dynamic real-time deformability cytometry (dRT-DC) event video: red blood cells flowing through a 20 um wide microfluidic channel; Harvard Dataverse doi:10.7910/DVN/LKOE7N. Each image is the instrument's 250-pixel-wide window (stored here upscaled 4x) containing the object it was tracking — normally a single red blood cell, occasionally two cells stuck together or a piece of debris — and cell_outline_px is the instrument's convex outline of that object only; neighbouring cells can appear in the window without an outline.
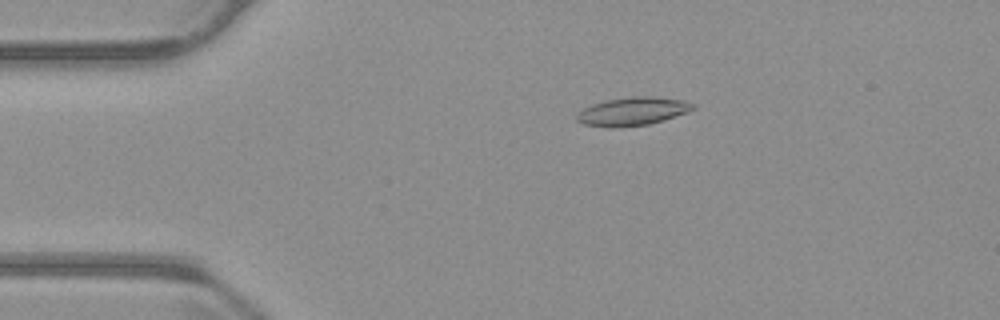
{"species": "common noctule bat (a hibernating species)", "species_latin": "Nyctalus noctula", "temperature_condition": "warm", "stored_images_in_passage": 55, "camera_frame_rate_fps": 3000, "um_per_image_px": 0.085, "animal": {"sex": "male", "body_mass_g": 23.1, "forearm_length_mm": 52.7}, "frame": {"image": 1, "passage_image": 11, "time_ms": 3.333, "image_size_px": [1000, 320], "cell_outline_px": [[696, 108], [688, 112], [664, 120], [648, 124], [620, 128], [608, 128], [584, 124], [576, 120], [576, 116], [584, 108], [592, 104], [608, 100], [632, 96], [652, 96], [680, 100], [696, 104]], "centroid_in_image_um": [53.78, 9.48], "position_along_channel_um": 31.2, "area_um2": 19.19}}
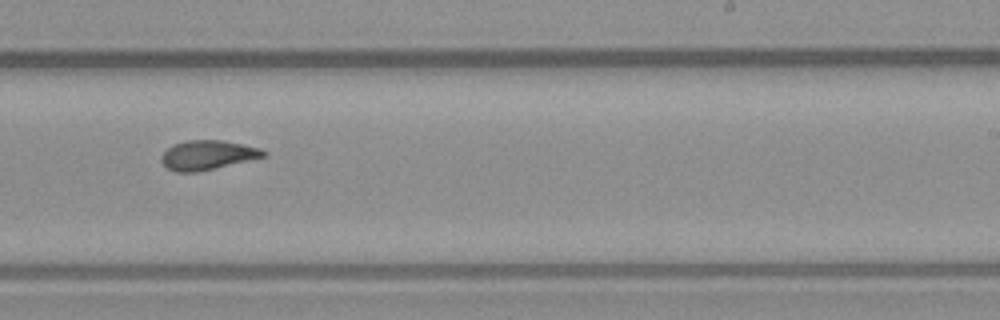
{"frame": {"image": 2, "passage_image": 34, "time_ms": 11.0, "image_size_px": [1000, 320], "cell_outline_px": [[268, 156], [196, 172], [176, 172], [168, 168], [160, 160], [160, 156], [172, 144], [184, 140], [220, 140], [260, 148], [268, 152]], "centroid_in_image_um": [17.63, 13.17], "position_along_channel_um": 271.4, "area_um2": 17.46}}
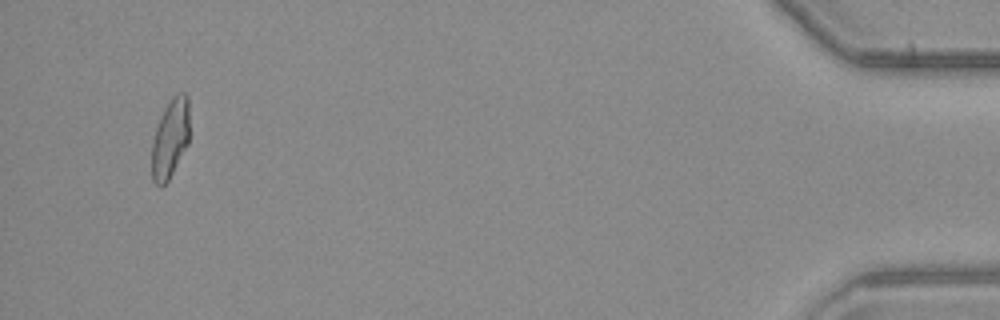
{"frame": {"image": 3, "passage_image": 53, "time_ms": 17.333, "image_size_px": [1000, 320], "cell_outline_px": [[188, 144], [168, 180], [160, 188], [152, 180], [152, 140], [160, 116], [164, 108], [172, 96], [180, 92], [184, 92], [188, 96]], "centroid_in_image_um": [14.45, 11.76], "position_along_channel_um": 420.7, "area_um2": 17.34}, "authors_computed_cell_mechanics": {"area_um2": 18.0336, "velocity_mm_per_s": 3.7281, "shape_relaxation_time_tau1_ms": null, "shape_relaxation_time_tau2_ms": 2.6817, "deformation_change_tau1": null, "deformation_change_tau2": 0.0975}}